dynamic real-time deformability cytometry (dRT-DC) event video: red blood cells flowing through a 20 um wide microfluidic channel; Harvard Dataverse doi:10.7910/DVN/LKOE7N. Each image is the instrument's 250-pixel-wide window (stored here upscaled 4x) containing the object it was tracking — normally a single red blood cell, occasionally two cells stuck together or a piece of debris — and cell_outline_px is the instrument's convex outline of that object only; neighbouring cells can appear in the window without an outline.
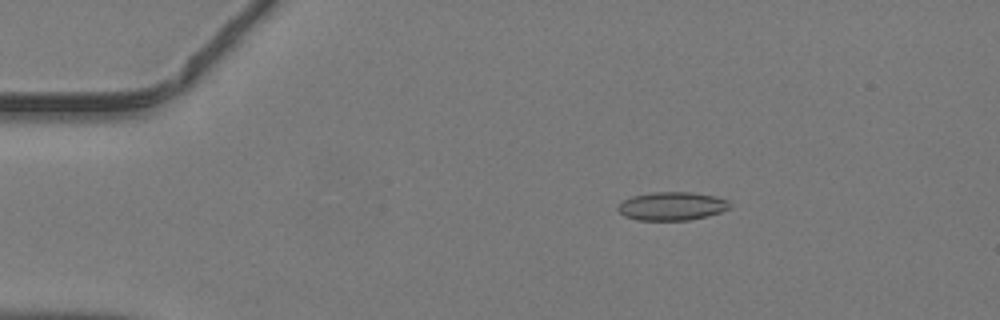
{"species": "common noctule bat (a hibernating species)", "species_latin": "Nyctalus noctula", "temperature_condition": "warm", "stored_images_in_passage": 47, "camera_frame_rate_fps": 3000, "um_per_image_px": 0.085, "animal": {"sex": "male", "body_mass_g": 19.2, "forearm_length_mm": 51.8}, "frame": {"image": 1, "passage_image": 9, "time_ms": 2.667, "image_size_px": [1000, 320], "cell_outline_px": [[732, 204], [728, 208], [720, 212], [708, 216], [688, 220], [636, 220], [624, 216], [616, 208], [624, 200], [632, 196], [652, 192], [692, 192], [716, 196], [728, 200]], "centroid_in_image_um": [57.12, 17.52], "position_along_channel_um": 27.9, "area_um2": 18.55}}
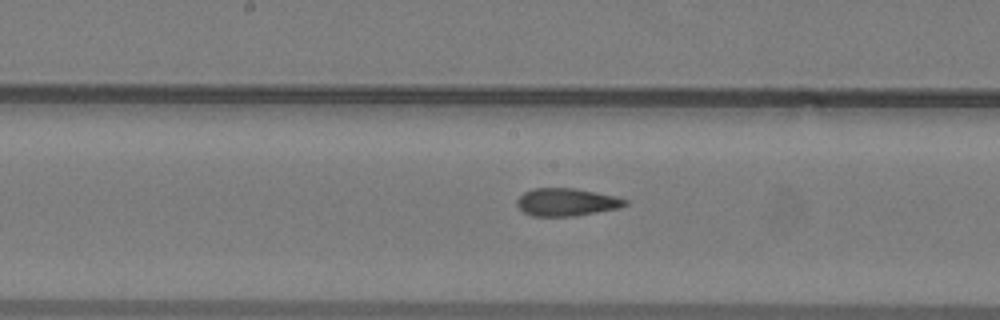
{"frame": {"image": 2, "passage_image": 25, "time_ms": 8.0, "image_size_px": [1000, 320], "cell_outline_px": [[628, 204], [620, 208], [576, 216], [532, 216], [524, 212], [516, 204], [516, 200], [524, 192], [532, 188], [576, 188], [616, 196], [628, 200]], "centroid_in_image_um": [48.17, 17.18], "position_along_channel_um": 200.0, "area_um2": 17.63}}
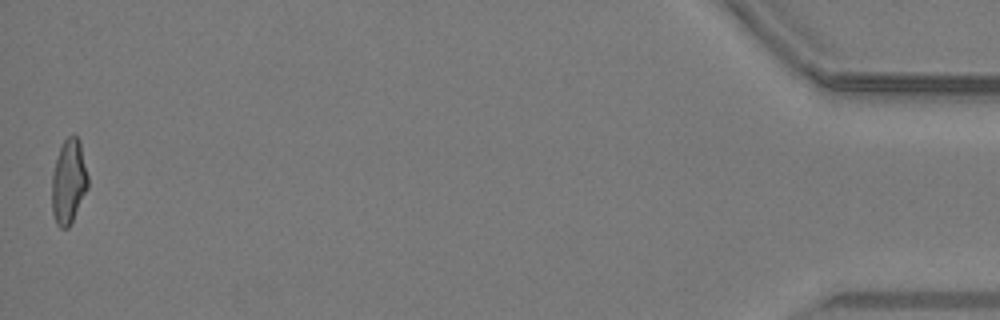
{"frame": {"image": 3, "passage_image": 47, "time_ms": 15.333, "image_size_px": [1000, 320], "cell_outline_px": [[88, 188], [68, 228], [60, 228], [56, 224], [52, 212], [52, 172], [60, 148], [64, 140], [72, 132], [80, 140], [88, 176]], "centroid_in_image_um": [5.83, 15.41], "position_along_channel_um": 429.4, "area_um2": 17.8}}